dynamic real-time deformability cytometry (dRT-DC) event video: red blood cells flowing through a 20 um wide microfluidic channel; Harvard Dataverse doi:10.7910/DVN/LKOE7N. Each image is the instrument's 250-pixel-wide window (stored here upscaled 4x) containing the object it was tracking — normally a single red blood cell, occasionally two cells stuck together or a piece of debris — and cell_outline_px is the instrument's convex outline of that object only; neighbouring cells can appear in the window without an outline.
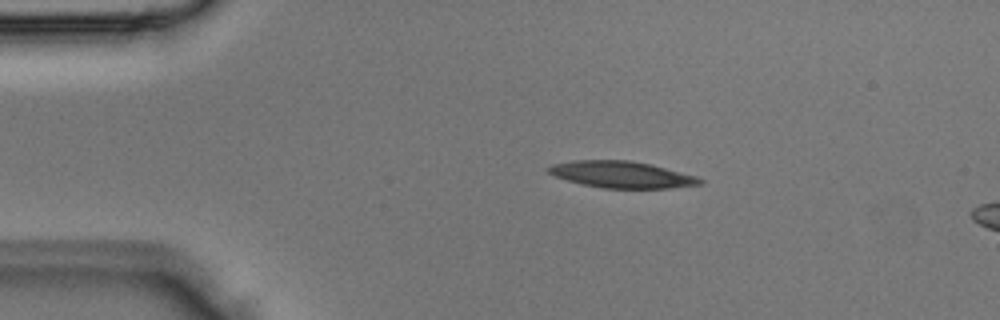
{"species": "Egyptian fruit bat (a non-hibernating species)", "species_latin": "Rousettus aegyptiacus", "temperature_condition": "room temperature", "stored_images_in_passage": 3, "camera_frame_rate_fps": 3000, "um_per_image_px": 0.085, "animal": {"sex": "male"}, "frame": {"image": 1, "passage_image": 2, "time_ms": 0.333, "image_size_px": [1000, 320], "cell_outline_px": [[704, 184], [668, 188], [600, 188], [580, 184], [556, 176], [548, 172], [544, 168], [552, 164], [572, 160], [632, 160], [652, 164], [696, 176], [704, 180]], "centroid_in_image_um": [52.83, 14.83], "position_along_channel_um": 32.2, "area_um2": 23.7}}